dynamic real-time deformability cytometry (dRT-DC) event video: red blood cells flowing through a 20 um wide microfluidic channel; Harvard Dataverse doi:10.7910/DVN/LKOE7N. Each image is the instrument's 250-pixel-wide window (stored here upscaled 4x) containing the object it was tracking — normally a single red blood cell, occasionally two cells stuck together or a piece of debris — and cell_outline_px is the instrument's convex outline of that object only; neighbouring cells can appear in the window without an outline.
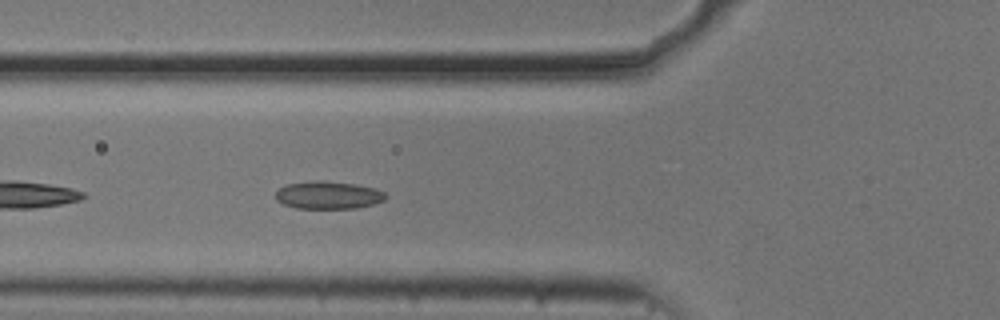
{"species": "common noctule bat (a hibernating species)", "species_latin": "Nyctalus noctula", "temperature_condition": "cold", "stored_images_in_passage": 14, "camera_frame_rate_fps": 3000, "um_per_image_px": 0.085, "animal": {"sex": "male", "body_mass_g": 20.5, "forearm_length_mm": 52.5}, "frame": {"image": 1, "passage_image": 5, "time_ms": 1.333, "image_size_px": [1000, 320], "cell_outline_px": [[388, 196], [384, 200], [372, 204], [356, 208], [296, 208], [284, 204], [276, 200], [276, 192], [284, 184], [312, 180], [324, 180], [356, 184], [376, 188], [384, 192]], "centroid_in_image_um": [27.89, 16.56], "position_along_channel_um": 97.9, "area_um2": 17.92}}
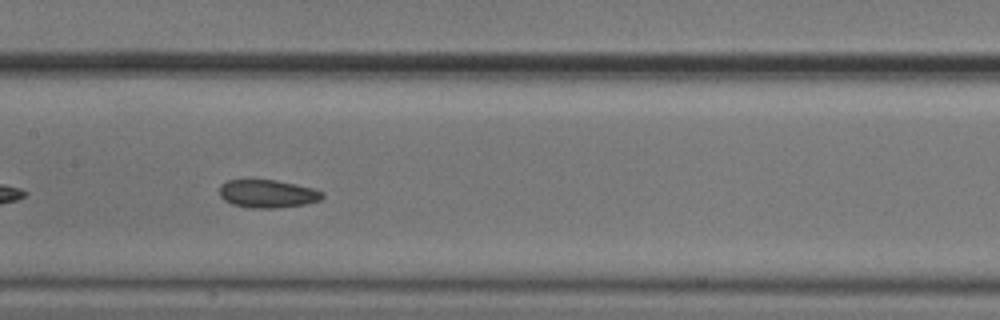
{"frame": {"image": 2, "passage_image": 12, "time_ms": 3.667, "image_size_px": [1000, 320], "cell_outline_px": [[324, 196], [320, 200], [304, 204], [280, 208], [252, 208], [232, 204], [224, 200], [220, 196], [220, 184], [228, 180], [276, 180], [296, 184], [312, 188], [324, 192]], "centroid_in_image_um": [22.75, 16.47], "position_along_channel_um": 184.7, "area_um2": 16.82}}